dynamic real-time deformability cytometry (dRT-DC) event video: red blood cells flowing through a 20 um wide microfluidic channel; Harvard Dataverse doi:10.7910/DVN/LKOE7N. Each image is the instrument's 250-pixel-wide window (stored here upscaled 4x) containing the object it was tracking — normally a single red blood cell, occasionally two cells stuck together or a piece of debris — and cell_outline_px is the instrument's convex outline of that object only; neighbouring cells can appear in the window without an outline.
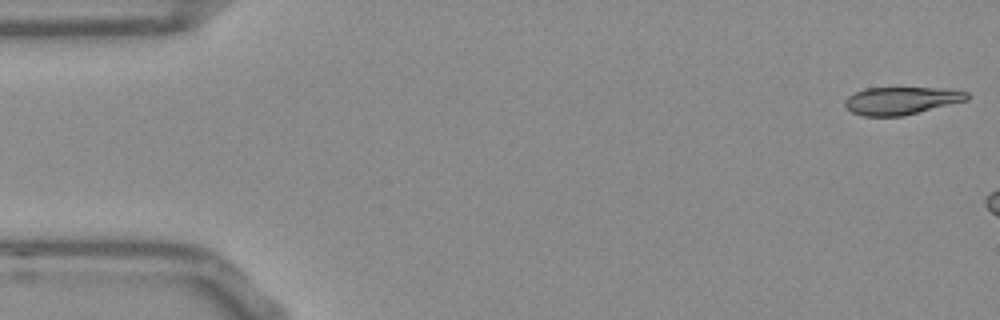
{"species": "Egyptian fruit bat (a non-hibernating species)", "species_latin": "Rousettus aegyptiacus", "temperature_condition": "room temperature", "stored_images_in_passage": 6, "camera_frame_rate_fps": 3000, "um_per_image_px": 0.085, "frame": {"image": 1, "passage_image": 1, "time_ms": 0.0, "image_size_px": [1000, 320], "cell_outline_px": [[968, 100], [904, 116], [864, 116], [852, 112], [844, 104], [844, 100], [848, 96], [856, 92], [868, 88], [936, 88], [968, 92]], "centroid_in_image_um": [76.6, 8.56], "position_along_channel_um": 8.4, "area_um2": 19.48}}